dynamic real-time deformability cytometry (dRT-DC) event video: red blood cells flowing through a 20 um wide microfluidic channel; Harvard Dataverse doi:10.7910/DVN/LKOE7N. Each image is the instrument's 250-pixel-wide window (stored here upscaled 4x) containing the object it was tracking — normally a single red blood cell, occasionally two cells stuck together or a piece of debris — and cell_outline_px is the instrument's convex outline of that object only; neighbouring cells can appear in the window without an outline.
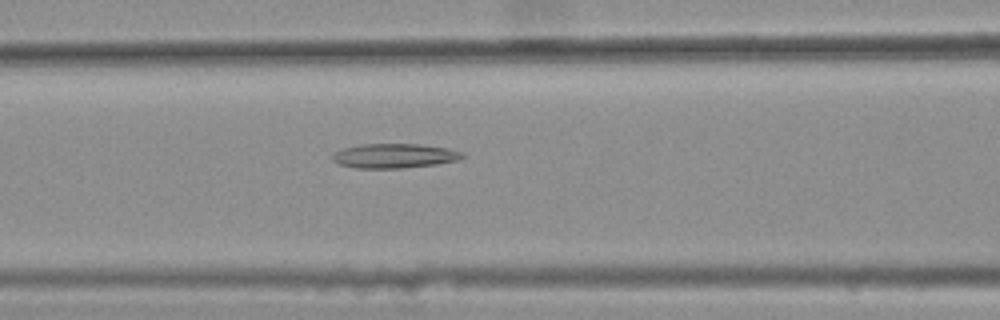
{"species": "common noctule bat (a hibernating species)", "species_latin": "Nyctalus noctula", "temperature_condition": "warm", "stored_images_in_passage": 40, "camera_frame_rate_fps": 3000, "um_per_image_px": 0.085, "animal": {"sex": "female", "body_mass_g": 25.1}, "frame": {"image": 1, "passage_image": 14, "time_ms": 4.333, "image_size_px": [1000, 320], "cell_outline_px": [[464, 156], [460, 160], [436, 164], [400, 168], [356, 168], [340, 164], [332, 160], [332, 156], [336, 152], [344, 148], [360, 144], [420, 144], [448, 148], [464, 152]], "centroid_in_image_um": [33.56, 13.24], "position_along_channel_um": 133.0, "area_um2": 18.5}}
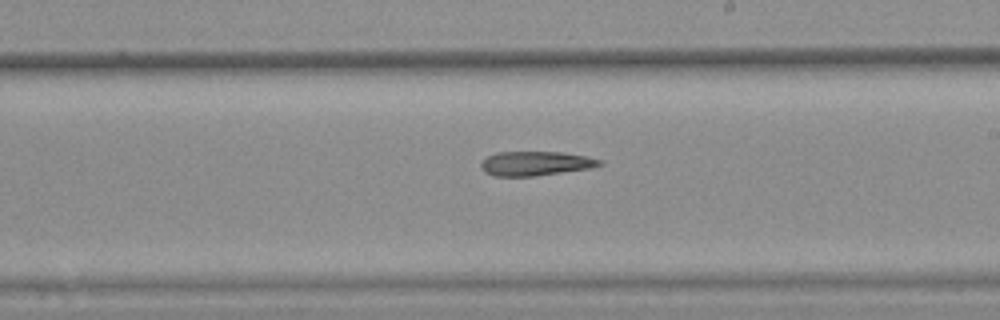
{"frame": {"image": 2, "passage_image": 23, "time_ms": 7.333, "image_size_px": [1000, 320], "cell_outline_px": [[604, 164], [588, 168], [532, 176], [492, 176], [484, 172], [480, 168], [480, 160], [496, 152], [560, 152], [584, 156], [604, 160]], "centroid_in_image_um": [45.45, 13.89], "position_along_channel_um": 243.5, "area_um2": 16.76}}
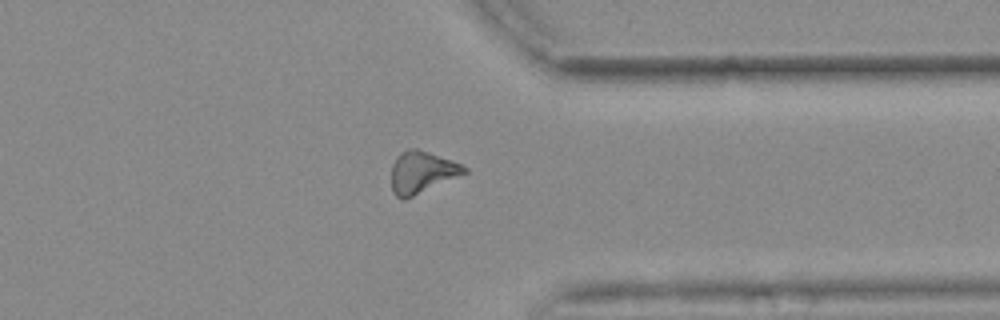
{"frame": {"image": 3, "passage_image": 34, "time_ms": 11.0, "image_size_px": [1000, 320], "cell_outline_px": [[468, 172], [404, 200], [400, 200], [392, 192], [392, 164], [396, 156], [400, 152], [408, 148], [416, 148], [452, 160], [468, 168]], "centroid_in_image_um": [35.83, 14.64], "position_along_channel_um": 375.6, "area_um2": 17.8}}